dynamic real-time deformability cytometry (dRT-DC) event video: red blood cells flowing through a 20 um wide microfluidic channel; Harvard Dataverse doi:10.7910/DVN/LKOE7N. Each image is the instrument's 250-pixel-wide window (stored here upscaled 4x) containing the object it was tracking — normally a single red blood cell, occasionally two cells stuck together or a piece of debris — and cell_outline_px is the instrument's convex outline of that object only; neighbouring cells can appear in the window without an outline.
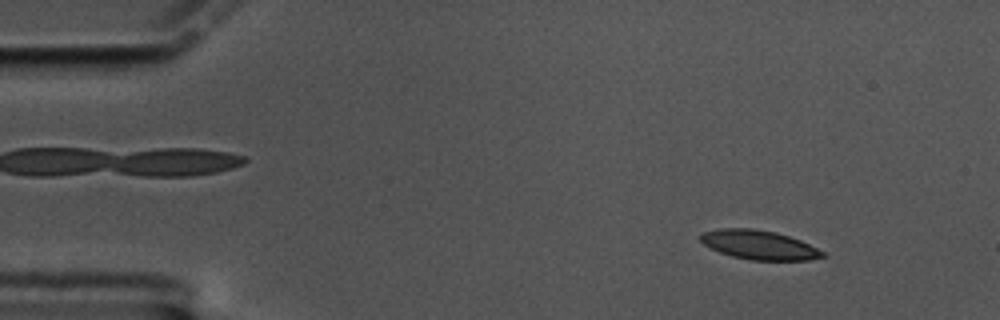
{"species": "common noctule bat (a hibernating species)", "species_latin": "Nyctalus noctula", "temperature_condition": "cold", "stored_images_in_passage": 58, "camera_frame_rate_fps": 3000, "um_per_image_px": 0.085, "animal": {"sex": "male", "body_mass_g": 17.5, "forearm_length_mm": 52.3}, "frame": {"image": 1, "passage_image": 6, "time_ms": 1.667, "image_size_px": [1000, 320], "cell_outline_px": [[828, 256], [808, 260], [752, 260], [732, 256], [720, 252], [704, 244], [700, 240], [700, 232], [720, 228], [752, 228], [776, 232], [800, 240], [824, 252]], "centroid_in_image_um": [64.51, 20.81], "position_along_channel_um": 20.5, "area_um2": 20.69}}
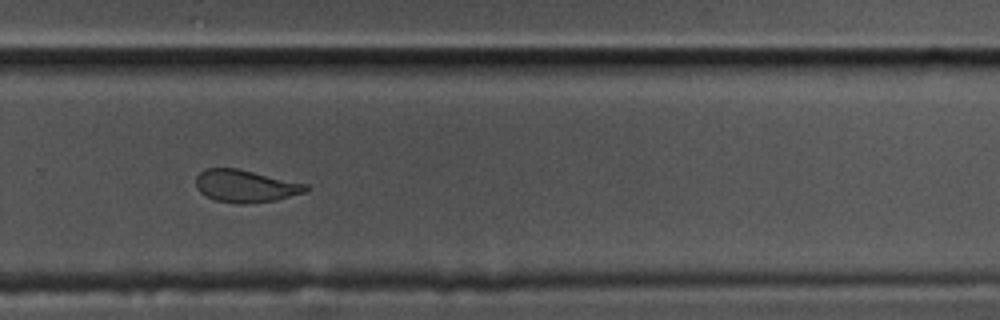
{"frame": {"image": 2, "passage_image": 39, "time_ms": 12.667, "image_size_px": [1000, 320], "cell_outline_px": [[308, 188], [304, 192], [276, 200], [244, 204], [236, 204], [216, 200], [200, 192], [196, 188], [196, 176], [204, 168], [236, 168], [308, 184]], "centroid_in_image_um": [20.84, 15.81], "position_along_channel_um": 309.0, "area_um2": 20.63}}
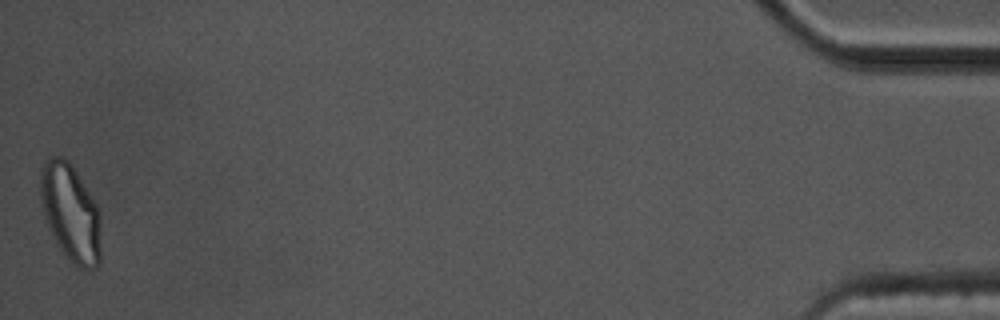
{"frame": {"image": 3, "passage_image": 58, "time_ms": 19.0, "image_size_px": [1000, 320], "cell_outline_px": [[100, 264], [96, 268], [84, 268], [72, 264], [68, 260], [60, 248], [48, 228], [44, 216], [40, 196], [40, 168], [44, 160], [48, 156], [60, 156], [68, 160], [76, 172], [96, 204], [100, 212]], "centroid_in_image_um": [5.98, 18.07], "position_along_channel_um": 429.2, "area_um2": 34.51}, "authors_computed_cell_mechanics": {"area_um2": 21.964, "velocity_mm_per_s": 3.3858, "shape_relaxation_time_tau1_ms": 5.7718, "shape_relaxation_time_tau2_ms": 2.2098, "deformation_change_tau1": 0.1453, "deformation_change_tau2": 0.0903}}